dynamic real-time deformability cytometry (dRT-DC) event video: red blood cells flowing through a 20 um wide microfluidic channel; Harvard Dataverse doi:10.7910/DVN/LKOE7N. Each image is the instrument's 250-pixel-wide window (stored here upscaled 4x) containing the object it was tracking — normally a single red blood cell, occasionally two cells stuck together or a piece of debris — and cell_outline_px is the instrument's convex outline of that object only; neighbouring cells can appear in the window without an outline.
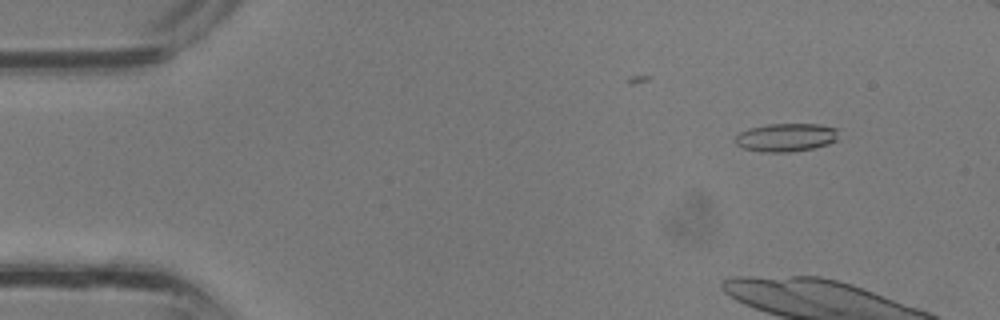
{"species": "common noctule bat (a hibernating species)", "species_latin": "Nyctalus noctula", "temperature_condition": "room temperature", "stored_images_in_passage": 8, "camera_frame_rate_fps": 3000, "um_per_image_px": 0.085, "animal": {"sex": "male", "body_mass_g": 13.3}, "frame": {"image": 1, "passage_image": 3, "time_ms": 0.667, "image_size_px": [1000, 320], "cell_outline_px": [[836, 140], [828, 144], [812, 148], [792, 152], [764, 152], [744, 148], [736, 144], [732, 140], [740, 132], [748, 128], [768, 124], [820, 124], [836, 128]], "centroid_in_image_um": [66.77, 11.68], "position_along_channel_um": 18.2, "area_um2": 16.99}}